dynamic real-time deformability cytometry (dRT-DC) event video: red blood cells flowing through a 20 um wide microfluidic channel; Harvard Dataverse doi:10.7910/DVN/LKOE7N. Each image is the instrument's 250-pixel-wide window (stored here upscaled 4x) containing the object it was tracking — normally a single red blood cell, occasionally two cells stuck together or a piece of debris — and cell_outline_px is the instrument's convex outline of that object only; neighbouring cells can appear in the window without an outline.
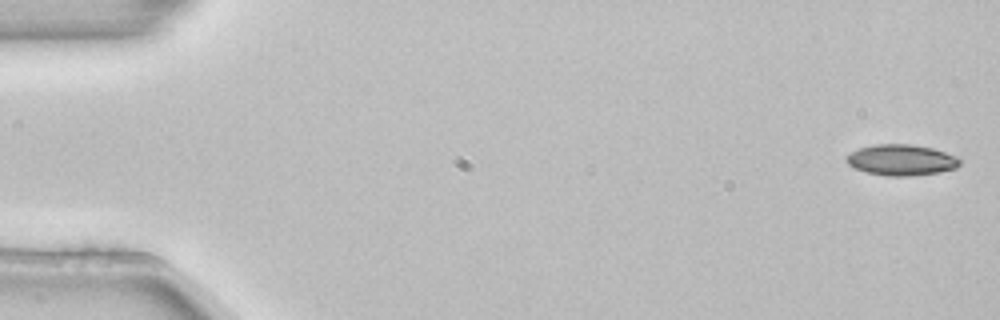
{"species": "common noctule bat (a hibernating species)", "species_latin": "Nyctalus noctula", "temperature_condition": "room temperature", "stored_images_in_passage": 5, "camera_frame_rate_fps": 3000, "um_per_image_px": 0.085, "animal": {"sex": "female", "body_mass_g": 22.7, "forearm_length_mm": 54.2}, "frame": {"image": 1, "passage_image": 1, "time_ms": 0.0, "image_size_px": [1000, 320], "cell_outline_px": [[960, 164], [956, 168], [940, 172], [912, 176], [888, 176], [864, 172], [852, 168], [844, 160], [852, 152], [860, 148], [876, 144], [912, 144], [932, 148], [956, 156], [960, 160]], "centroid_in_image_um": [76.6, 13.61], "position_along_channel_um": 8.4, "area_um2": 20.52}}
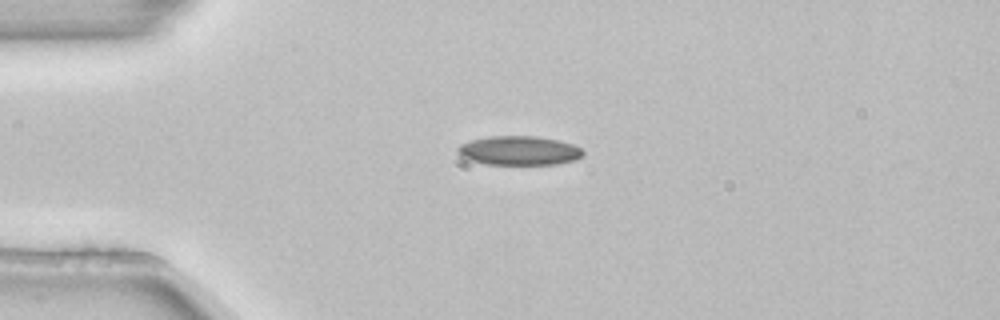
{"frame": {"image": 2, "passage_image": 4, "time_ms": 1.0, "image_size_px": [1000, 320], "cell_outline_px": [[584, 156], [576, 160], [556, 164], [484, 164], [468, 160], [460, 156], [456, 152], [456, 148], [460, 144], [472, 140], [488, 136], [536, 136], [560, 140], [572, 144], [580, 148], [584, 152]], "centroid_in_image_um": [44.11, 12.8], "position_along_channel_um": 40.9, "area_um2": 21.5}}
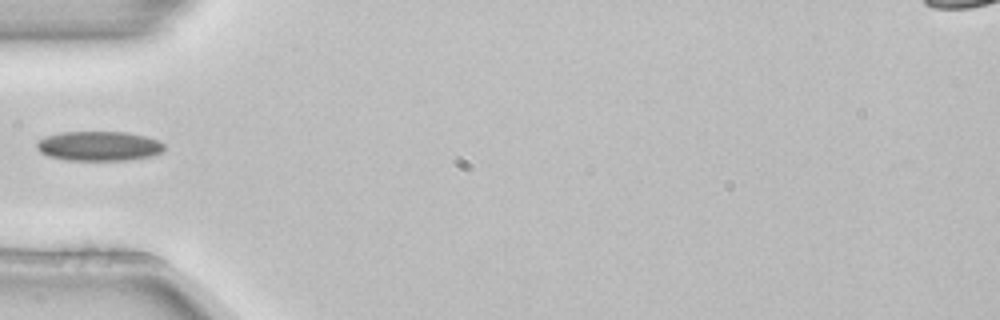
{"frame": {"image": 3, "passage_image": 5, "time_ms": 1.333, "image_size_px": [1000, 320], "cell_outline_px": [[164, 152], [152, 156], [128, 160], [68, 160], [48, 156], [40, 152], [36, 148], [36, 144], [40, 140], [48, 136], [64, 132], [128, 132], [148, 136], [160, 140], [164, 144]], "centroid_in_image_um": [8.48, 12.41], "position_along_channel_um": 76.5, "area_um2": 22.14}}